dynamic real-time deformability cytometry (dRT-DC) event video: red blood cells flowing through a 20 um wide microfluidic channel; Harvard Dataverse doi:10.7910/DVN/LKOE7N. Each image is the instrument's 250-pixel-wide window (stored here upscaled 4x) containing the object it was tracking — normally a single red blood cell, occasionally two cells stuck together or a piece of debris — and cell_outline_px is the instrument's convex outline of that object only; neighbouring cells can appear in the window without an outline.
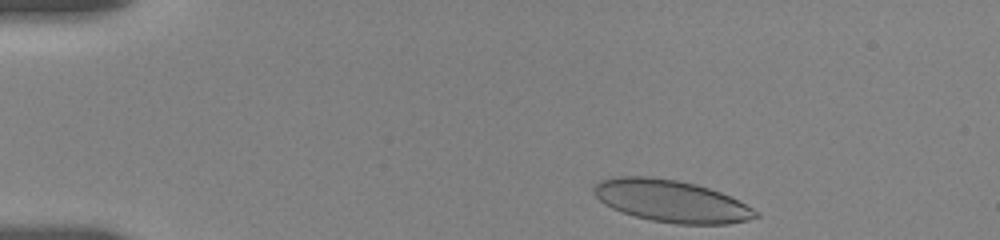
{"species": "human", "species_latin": "Homo sapiens", "temperature_condition": "room temperature", "stored_images_in_passage": 39, "camera_frame_rate_fps": 3000, "um_per_image_px": 0.085, "donor": {"sex": "female"}, "frame": {"image": 1, "passage_image": 1, "time_ms": 0.0, "image_size_px": [1000, 240], "cell_outline_px": [[760, 216], [748, 220], [728, 224], [676, 224], [652, 220], [636, 216], [612, 208], [604, 204], [592, 192], [592, 188], [600, 180], [616, 176], [652, 176], [676, 180], [696, 184], [720, 192], [760, 212]], "centroid_in_image_um": [57.04, 17.08], "position_along_channel_um": 28.0, "area_um2": 39.54}}
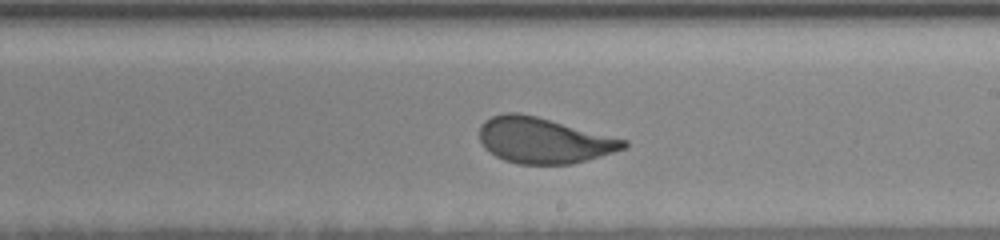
{"frame": {"image": 2, "passage_image": 25, "time_ms": 8.0, "image_size_px": [1000, 240], "cell_outline_px": [[628, 144], [624, 148], [600, 156], [572, 164], [520, 164], [504, 160], [496, 156], [484, 148], [480, 140], [480, 124], [484, 120], [492, 116], [504, 112], [520, 112], [536, 116], [628, 140]], "centroid_in_image_um": [46.17, 11.92], "position_along_channel_um": 242.8, "area_um2": 38.32}}
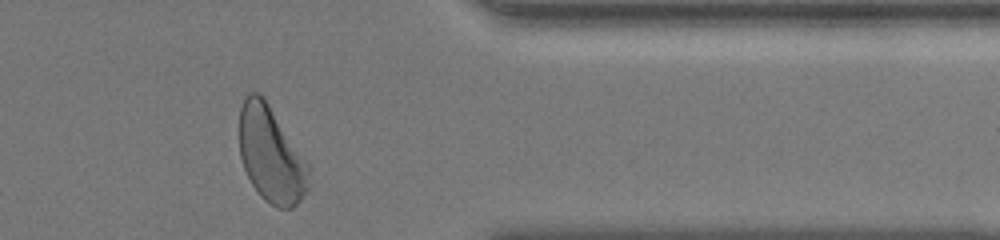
{"frame": {"image": 3, "passage_image": 38, "time_ms": 12.333, "image_size_px": [1000, 240], "cell_outline_px": [[312, 168], [308, 188], [300, 200], [292, 208], [276, 208], [264, 200], [260, 196], [252, 184], [244, 168], [240, 156], [240, 108], [248, 92], [256, 92], [264, 96], [312, 164]], "centroid_in_image_um": [23.1, 13.13], "position_along_channel_um": 388.3, "area_um2": 39.82}, "authors_computed_cell_mechanics": {"area_um2": 39.5352, "velocity_mm_per_s": 3.6133, "shape_relaxation_time_tau1_ms": 2.7542, "shape_relaxation_time_tau2_ms": null, "deformation_change_tau1": 0.1407, "deformation_change_tau2": null}}